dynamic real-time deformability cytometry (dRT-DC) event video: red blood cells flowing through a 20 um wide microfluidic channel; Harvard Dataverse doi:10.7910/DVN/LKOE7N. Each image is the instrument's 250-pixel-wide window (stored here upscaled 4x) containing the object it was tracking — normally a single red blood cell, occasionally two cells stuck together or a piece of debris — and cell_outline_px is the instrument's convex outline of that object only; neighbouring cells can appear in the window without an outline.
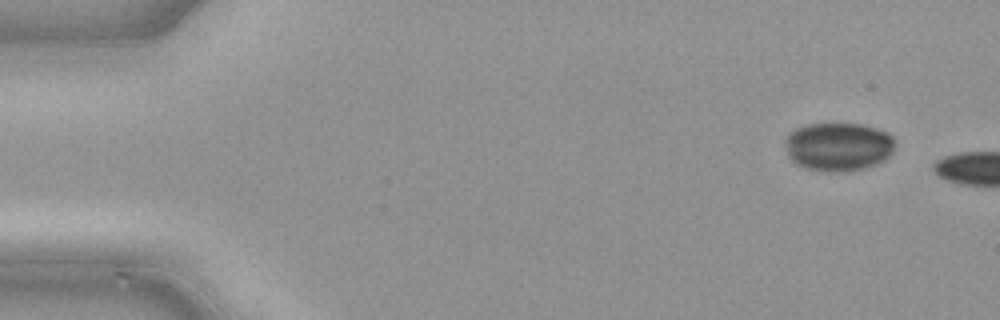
{"species": "common noctule bat (a hibernating species)", "species_latin": "Nyctalus noctula", "temperature_condition": "cold", "stored_images_in_passage": 7, "camera_frame_rate_fps": 3000, "um_per_image_px": 0.085, "animal": {"sex": "male", "body_mass_g": 21.5, "forearm_length_mm": 52.0}, "frame": {"image": 1, "passage_image": 1, "time_ms": 0.0, "image_size_px": [1000, 320], "cell_outline_px": [[896, 144], [892, 152], [884, 160], [876, 164], [864, 168], [848, 172], [828, 172], [808, 168], [796, 164], [788, 156], [784, 144], [784, 140], [788, 132], [804, 124], [864, 124], [888, 132], [896, 140]], "centroid_in_image_um": [71.25, 12.46], "position_along_channel_um": 13.7, "area_um2": 31.56}}